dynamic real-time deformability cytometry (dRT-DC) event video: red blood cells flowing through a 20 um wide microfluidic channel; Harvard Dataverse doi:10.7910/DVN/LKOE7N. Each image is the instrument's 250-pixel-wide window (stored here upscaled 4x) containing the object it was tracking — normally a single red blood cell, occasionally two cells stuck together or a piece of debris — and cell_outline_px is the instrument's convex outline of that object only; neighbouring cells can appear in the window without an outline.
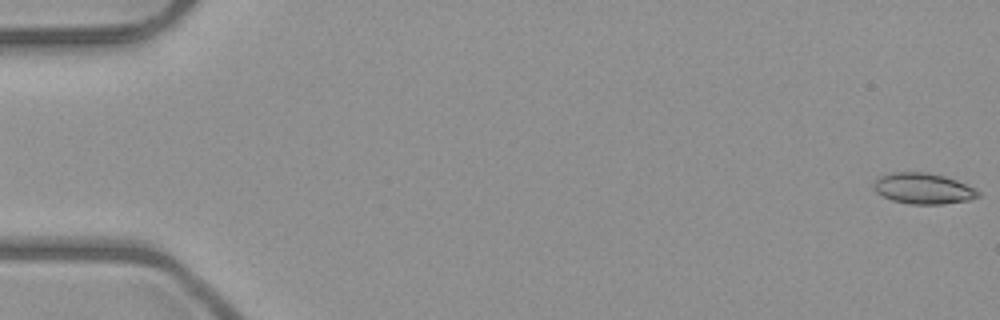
{"species": "common noctule bat (a hibernating species)", "species_latin": "Nyctalus noctula", "temperature_condition": "room temperature", "stored_images_in_passage": 6, "camera_frame_rate_fps": 3000, "um_per_image_px": 0.085, "animal": {"sex": "male", "body_mass_g": 23.1, "forearm_length_mm": 52.7}, "frame": {"image": 1, "passage_image": 1, "time_ms": 0.0, "image_size_px": [1000, 320], "cell_outline_px": [[980, 196], [968, 200], [944, 204], [908, 204], [892, 200], [876, 192], [872, 184], [880, 176], [892, 172], [928, 172], [944, 176], [956, 180], [980, 192]], "centroid_in_image_um": [78.45, 16.02], "position_along_channel_um": 6.6, "area_um2": 18.67}}
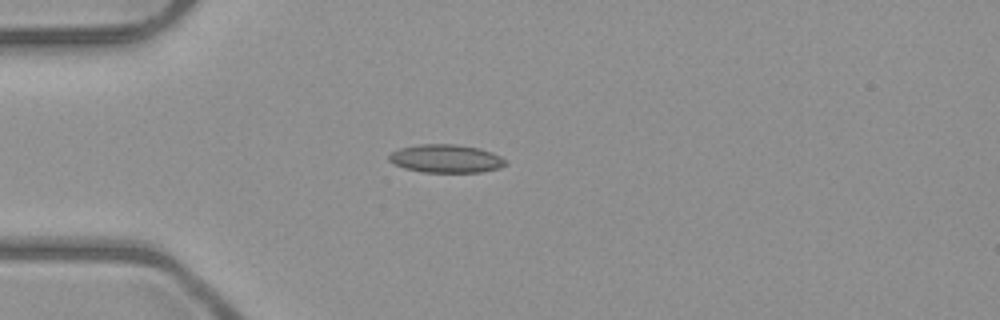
{"frame": {"image": 2, "passage_image": 5, "time_ms": 4.667, "image_size_px": [1000, 320], "cell_outline_px": [[508, 164], [500, 168], [480, 172], [420, 172], [404, 168], [388, 160], [388, 156], [392, 152], [400, 148], [420, 144], [456, 144], [480, 148], [492, 152], [508, 160]], "centroid_in_image_um": [37.95, 13.48], "position_along_channel_um": 47.0, "area_um2": 19.31}}